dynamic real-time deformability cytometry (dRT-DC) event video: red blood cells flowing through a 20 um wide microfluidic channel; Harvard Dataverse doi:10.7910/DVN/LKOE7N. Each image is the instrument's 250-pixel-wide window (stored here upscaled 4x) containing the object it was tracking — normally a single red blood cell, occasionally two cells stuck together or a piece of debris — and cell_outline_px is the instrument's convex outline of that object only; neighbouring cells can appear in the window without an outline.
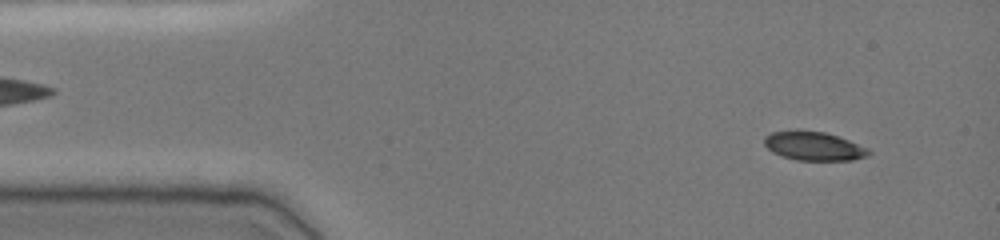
{"species": "common noctule bat (a hibernating species)", "species_latin": "Nyctalus noctula", "temperature_condition": "cold", "stored_images_in_passage": 48, "camera_frame_rate_fps": 3000, "um_per_image_px": 0.085, "animal": {"sex": "female", "body_mass_g": 19.0, "forearm_length_mm": 51.5}, "frame": {"image": 1, "passage_image": 4, "time_ms": 1.0, "image_size_px": [1000, 240], "cell_outline_px": [[872, 152], [868, 156], [852, 160], [796, 160], [780, 156], [772, 152], [764, 144], [764, 136], [772, 132], [796, 128], [800, 128], [824, 132], [840, 136], [868, 148]], "centroid_in_image_um": [69.15, 12.38], "position_along_channel_um": 15.9, "area_um2": 18.09}}
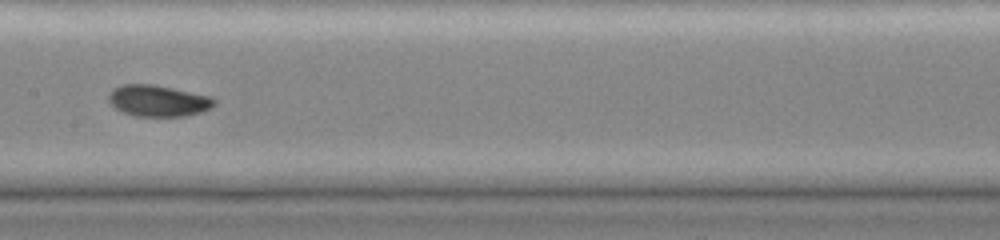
{"frame": {"image": 2, "passage_image": 24, "time_ms": 7.667, "image_size_px": [1000, 240], "cell_outline_px": [[216, 104], [212, 108], [200, 112], [184, 116], [136, 116], [124, 112], [116, 108], [108, 100], [108, 96], [112, 88], [120, 84], [152, 84], [212, 96], [216, 100]], "centroid_in_image_um": [13.45, 8.55], "position_along_channel_um": 193.9, "area_um2": 19.36}}
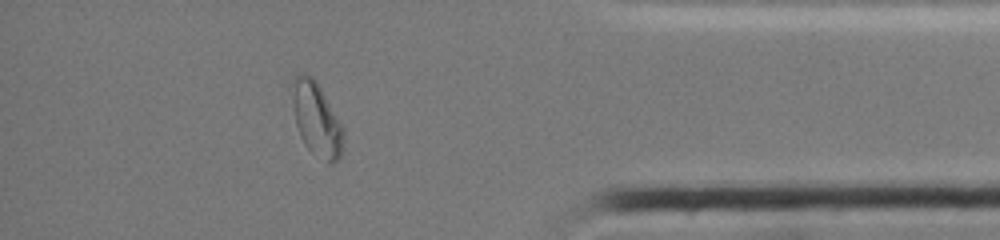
{"frame": {"image": 3, "passage_image": 42, "time_ms": 13.667, "image_size_px": [1000, 240], "cell_outline_px": [[344, 152], [332, 164], [328, 164], [312, 152], [304, 144], [300, 136], [296, 124], [292, 80], [300, 72], [304, 72], [312, 76], [316, 80], [344, 128]], "centroid_in_image_um": [26.95, 10.17], "position_along_channel_um": 408.2, "area_um2": 21.96}, "authors_computed_cell_mechanics": {"area_um2": 18.9873, "velocity_mm_per_s": 3.8838, "shape_relaxation_time_tau1_ms": null, "shape_relaxation_time_tau2_ms": 1.8045, "deformation_change_tau1": null, "deformation_change_tau2": 0.0413}}